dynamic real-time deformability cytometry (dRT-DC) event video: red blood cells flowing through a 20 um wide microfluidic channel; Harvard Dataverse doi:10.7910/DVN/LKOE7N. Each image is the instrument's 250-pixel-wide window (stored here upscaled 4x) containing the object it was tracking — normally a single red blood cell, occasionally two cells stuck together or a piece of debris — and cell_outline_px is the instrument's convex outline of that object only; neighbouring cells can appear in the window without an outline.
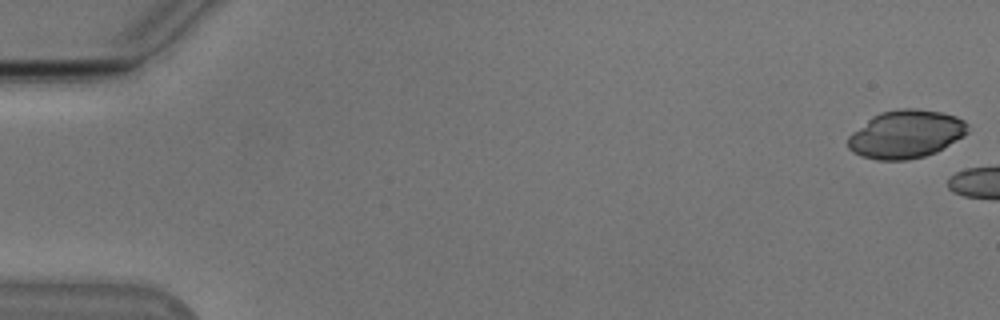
{"species": "Egyptian fruit bat (a non-hibernating species)", "species_latin": "Rousettus aegyptiacus", "temperature_condition": "cold", "stored_images_in_passage": 8, "camera_frame_rate_fps": 3000, "um_per_image_px": 0.085, "animal": {"sex": "male"}, "frame": {"image": 1, "passage_image": 1, "time_ms": 0.0, "image_size_px": [1000, 320], "cell_outline_px": [[968, 132], [964, 136], [936, 152], [924, 156], [904, 160], [876, 160], [852, 152], [848, 148], [848, 136], [852, 132], [872, 116], [880, 112], [900, 108], [916, 108], [940, 112], [956, 116], [964, 120], [968, 124]], "centroid_in_image_um": [77.0, 11.39], "position_along_channel_um": 8.0, "area_um2": 33.58}}